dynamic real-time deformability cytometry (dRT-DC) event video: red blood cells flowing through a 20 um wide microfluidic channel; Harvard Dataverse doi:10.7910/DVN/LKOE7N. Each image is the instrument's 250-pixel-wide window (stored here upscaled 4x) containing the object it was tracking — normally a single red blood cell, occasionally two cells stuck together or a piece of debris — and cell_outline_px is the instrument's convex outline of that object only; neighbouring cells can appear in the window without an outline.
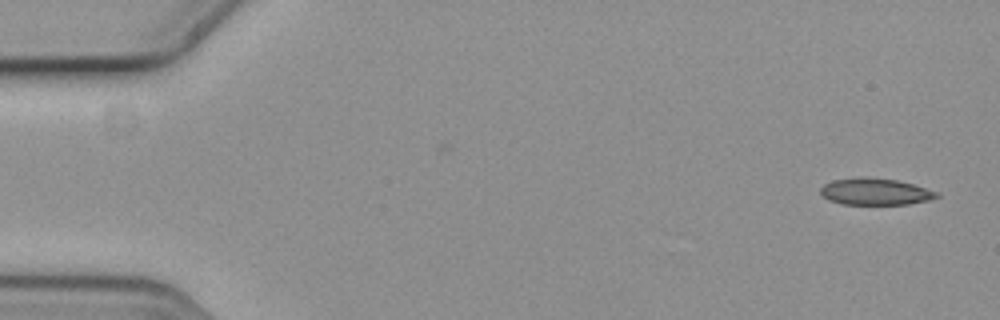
{"species": "common noctule bat (a hibernating species)", "species_latin": "Nyctalus noctula", "temperature_condition": "cold", "stored_images_in_passage": 2, "camera_frame_rate_fps": 3000, "um_per_image_px": 0.085, "animal": {"sex": "female", "body_mass_g": 19.3, "forearm_length_mm": 54.1}, "frame": {"image": 1, "passage_image": 2, "time_ms": 0.333, "image_size_px": [1000, 320], "cell_outline_px": [[940, 196], [928, 200], [908, 204], [840, 204], [828, 200], [820, 192], [820, 188], [824, 184], [836, 180], [896, 180], [912, 184], [936, 192]], "centroid_in_image_um": [74.4, 16.35], "position_along_channel_um": 10.6, "area_um2": 16.99}}